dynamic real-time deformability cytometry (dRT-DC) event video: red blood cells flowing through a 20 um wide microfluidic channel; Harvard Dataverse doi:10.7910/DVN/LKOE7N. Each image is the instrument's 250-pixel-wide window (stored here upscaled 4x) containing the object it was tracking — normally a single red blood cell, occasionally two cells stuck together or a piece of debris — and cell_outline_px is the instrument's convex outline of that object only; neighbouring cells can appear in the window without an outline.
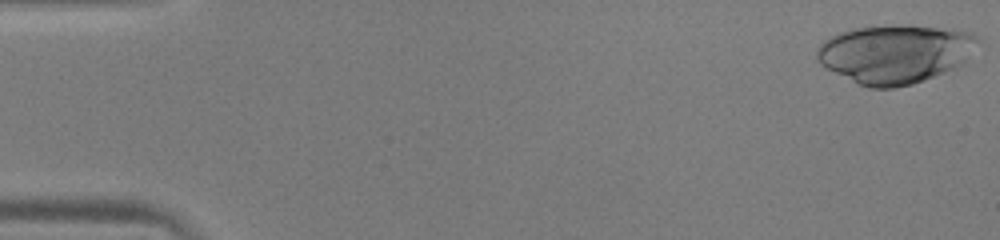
{"species": "human", "species_latin": "Homo sapiens", "temperature_condition": "warm", "stored_images_in_passage": 50, "camera_frame_rate_fps": 3000, "um_per_image_px": 0.085, "donor": {"sex": "male"}, "frame": {"image": 1, "passage_image": 1, "time_ms": 0.0, "image_size_px": [1000, 240], "cell_outline_px": [[980, 40], [964, 64], [956, 68], [924, 80], [912, 84], [896, 88], [868, 88], [820, 64], [816, 60], [816, 48], [824, 40], [840, 32], [856, 28], [908, 24], [912, 24], [952, 28], [972, 32], [980, 36]], "centroid_in_image_um": [76.15, 4.55], "position_along_channel_um": 8.8, "area_um2": 55.49}}
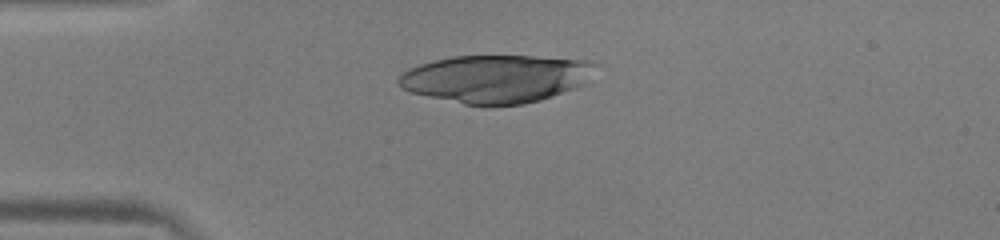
{"frame": {"image": 2, "passage_image": 13, "time_ms": 4.0, "image_size_px": [1000, 240], "cell_outline_px": [[600, 64], [588, 84], [540, 100], [524, 104], [464, 104], [428, 96], [412, 92], [400, 88], [396, 80], [408, 68], [420, 64], [452, 56], [532, 56], [592, 60]], "centroid_in_image_um": [42.26, 6.67], "position_along_channel_um": 42.7, "area_um2": 55.2}}